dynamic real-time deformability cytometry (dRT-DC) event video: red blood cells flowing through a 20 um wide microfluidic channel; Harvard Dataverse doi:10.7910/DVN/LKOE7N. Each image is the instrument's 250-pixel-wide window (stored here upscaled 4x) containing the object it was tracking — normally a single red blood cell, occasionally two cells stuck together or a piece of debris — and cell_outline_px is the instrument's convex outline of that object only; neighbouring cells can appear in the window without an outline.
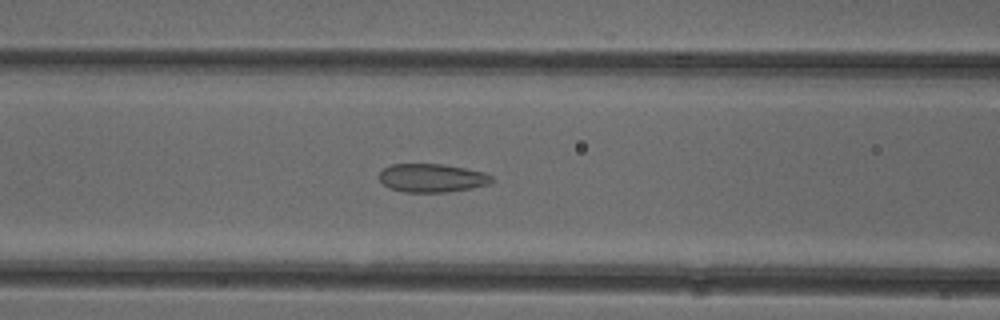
{"species": "common noctule bat (a hibernating species)", "species_latin": "Nyctalus noctula", "temperature_condition": "cold", "stored_images_in_passage": 49, "camera_frame_rate_fps": 3000, "um_per_image_px": 0.085, "animal": {"sex": "female"}, "frame": {"image": 1, "passage_image": 21, "time_ms": 6.667, "image_size_px": [1000, 320], "cell_outline_px": [[492, 180], [488, 184], [448, 192], [404, 192], [392, 188], [384, 184], [380, 180], [380, 172], [384, 168], [392, 164], [444, 164], [484, 172], [492, 176]], "centroid_in_image_um": [36.71, 15.12], "position_along_channel_um": 129.9, "area_um2": 18.38}}
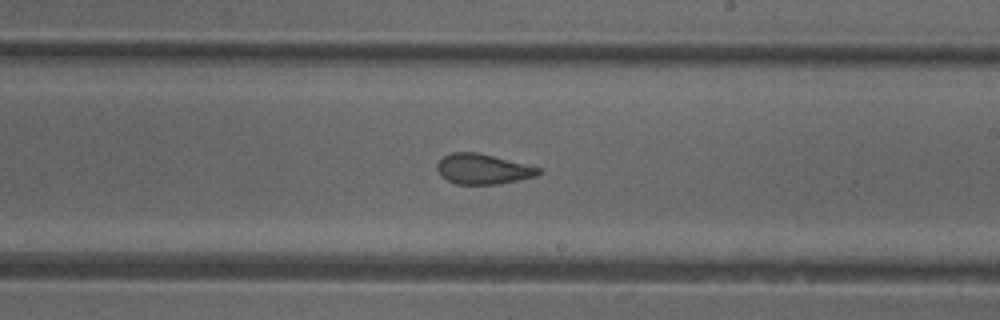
{"frame": {"image": 2, "passage_image": 30, "time_ms": 9.667, "image_size_px": [1000, 320], "cell_outline_px": [[544, 172], [536, 176], [496, 184], [456, 184], [440, 176], [436, 168], [436, 164], [444, 156], [452, 152], [476, 152], [540, 168]], "centroid_in_image_um": [41.01, 14.37], "position_along_channel_um": 248.0, "area_um2": 17.63}}
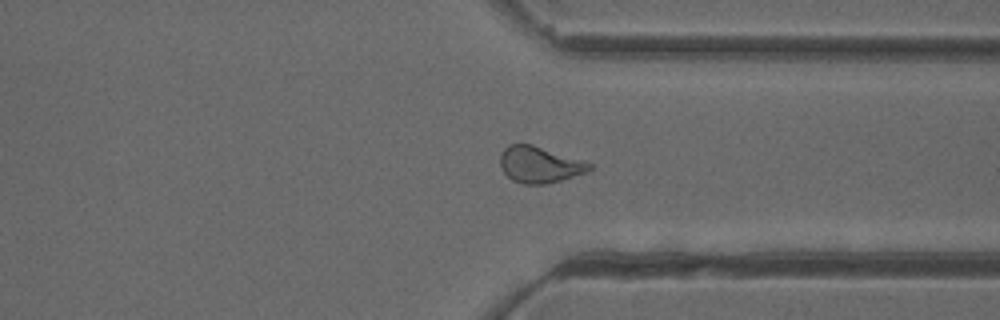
{"frame": {"image": 3, "passage_image": 39, "time_ms": 12.667, "image_size_px": [1000, 320], "cell_outline_px": [[592, 168], [584, 172], [560, 180], [544, 184], [524, 184], [512, 180], [504, 172], [500, 164], [500, 156], [504, 148], [508, 144], [532, 144], [584, 160], [592, 164]], "centroid_in_image_um": [45.84, 13.97], "position_along_channel_um": 365.6, "area_um2": 18.73}}